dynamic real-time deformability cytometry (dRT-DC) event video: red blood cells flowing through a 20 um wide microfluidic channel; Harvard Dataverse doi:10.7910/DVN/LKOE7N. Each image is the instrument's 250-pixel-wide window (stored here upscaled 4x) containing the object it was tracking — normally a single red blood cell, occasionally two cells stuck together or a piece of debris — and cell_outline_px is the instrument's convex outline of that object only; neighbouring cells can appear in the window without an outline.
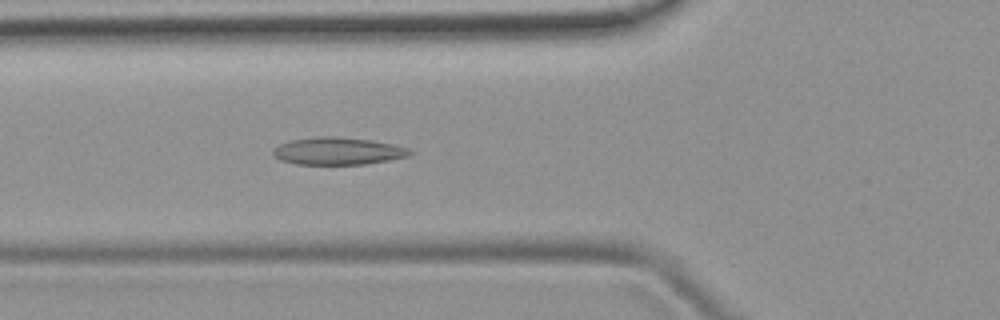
{"species": "common noctule bat (a hibernating species)", "species_latin": "Nyctalus noctula", "temperature_condition": "room temperature", "stored_images_in_passage": 50, "camera_frame_rate_fps": 3000, "um_per_image_px": 0.085, "animal": {"sex": "female", "body_mass_g": 19.9}, "frame": {"image": 1, "passage_image": 18, "time_ms": 5.667, "image_size_px": [1000, 320], "cell_outline_px": [[416, 152], [408, 156], [388, 160], [364, 164], [296, 164], [280, 160], [272, 152], [280, 144], [288, 140], [316, 136], [336, 136], [372, 140], [396, 144], [408, 148]], "centroid_in_image_um": [28.76, 12.82], "position_along_channel_um": 97.0, "area_um2": 21.96}}
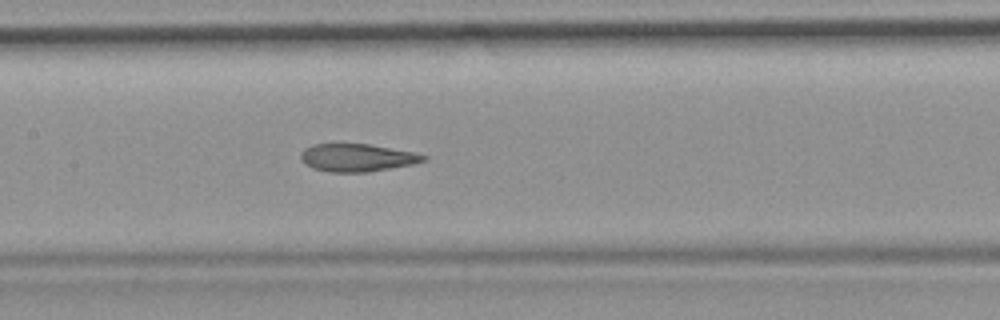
{"frame": {"image": 2, "passage_image": 24, "time_ms": 7.667, "image_size_px": [1000, 320], "cell_outline_px": [[428, 160], [412, 164], [368, 172], [332, 172], [312, 168], [300, 156], [300, 152], [304, 148], [312, 144], [368, 144], [412, 152], [428, 156]], "centroid_in_image_um": [30.36, 13.4], "position_along_channel_um": 177.0, "area_um2": 19.59}}
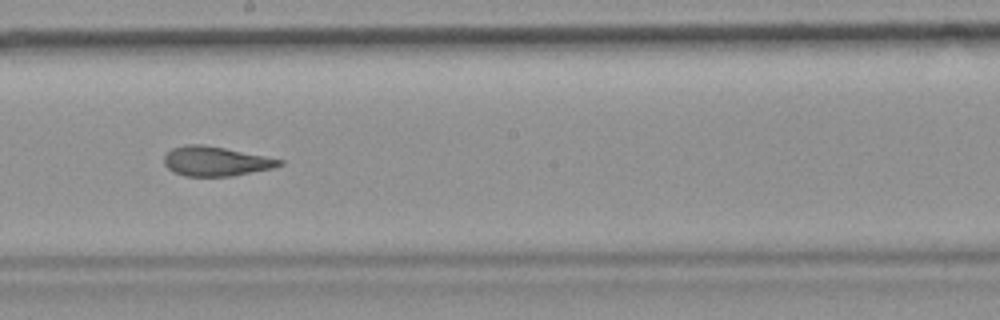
{"frame": {"image": 3, "passage_image": 28, "time_ms": 9.0, "image_size_px": [1000, 320], "cell_outline_px": [[284, 164], [272, 168], [232, 176], [184, 176], [168, 168], [164, 164], [164, 156], [172, 148], [184, 144], [204, 144], [284, 160]], "centroid_in_image_um": [18.32, 13.7], "position_along_channel_um": 229.9, "area_um2": 19.71}, "authors_computed_cell_mechanics": {"area_um2": 21.1548, "velocity_mm_per_s": 3.9867, "shape_relaxation_time_tau1_ms": null, "shape_relaxation_time_tau2_ms": 1.9307, "deformation_change_tau1": null, "deformation_change_tau2": 0.0891}}